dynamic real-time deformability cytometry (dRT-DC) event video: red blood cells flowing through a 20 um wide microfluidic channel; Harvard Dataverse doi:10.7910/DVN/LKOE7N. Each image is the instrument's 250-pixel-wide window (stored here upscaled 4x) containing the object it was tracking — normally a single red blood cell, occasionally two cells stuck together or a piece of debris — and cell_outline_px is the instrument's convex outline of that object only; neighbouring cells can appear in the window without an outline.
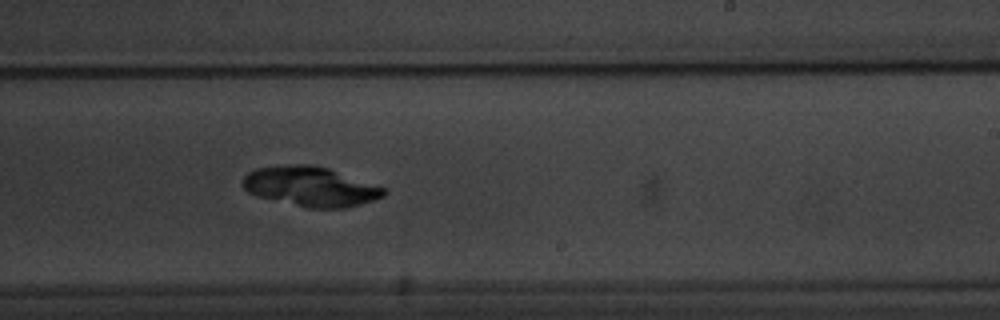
{"species": "common noctule bat (a hibernating species)", "species_latin": "Nyctalus noctula", "temperature_condition": "warm", "stored_images_in_passage": 10, "camera_frame_rate_fps": 3000, "um_per_image_px": 0.085, "animal": {"sex": "male", "body_mass_g": 20.1, "forearm_length_mm": 53.5}, "frame": {"image": 1, "passage_image": 10, "time_ms": 11.333, "image_size_px": [1000, 320], "cell_outline_px": [[384, 196], [360, 204], [344, 208], [308, 208], [256, 196], [248, 192], [240, 184], [244, 176], [248, 172], [256, 168], [288, 164], [312, 164], [328, 168], [384, 188]], "centroid_in_image_um": [26.32, 15.85], "position_along_channel_um": 262.7, "area_um2": 32.48}}